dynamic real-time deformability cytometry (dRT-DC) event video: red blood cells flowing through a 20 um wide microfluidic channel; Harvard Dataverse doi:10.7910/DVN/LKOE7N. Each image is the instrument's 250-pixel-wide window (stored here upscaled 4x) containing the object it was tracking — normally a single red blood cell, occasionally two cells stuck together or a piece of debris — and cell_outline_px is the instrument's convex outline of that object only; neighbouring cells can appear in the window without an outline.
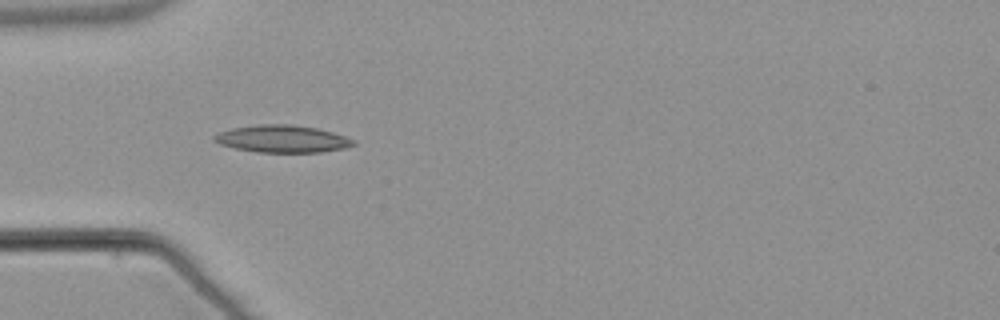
{"species": "common noctule bat (a hibernating species)", "species_latin": "Nyctalus noctula", "temperature_condition": "warm", "stored_images_in_passage": 15, "camera_frame_rate_fps": 3000, "um_per_image_px": 0.085, "animal": {"sex": "male", "body_mass_g": 21.5, "forearm_length_mm": 52.0}, "frame": {"image": 1, "passage_image": 5, "time_ms": 1.333, "image_size_px": [1000, 320], "cell_outline_px": [[356, 144], [344, 148], [320, 152], [256, 152], [236, 148], [220, 144], [212, 140], [212, 136], [220, 132], [232, 128], [256, 124], [292, 124], [316, 128], [332, 132], [356, 140]], "centroid_in_image_um": [23.98, 11.79], "position_along_channel_um": 61.0, "area_um2": 22.14}}
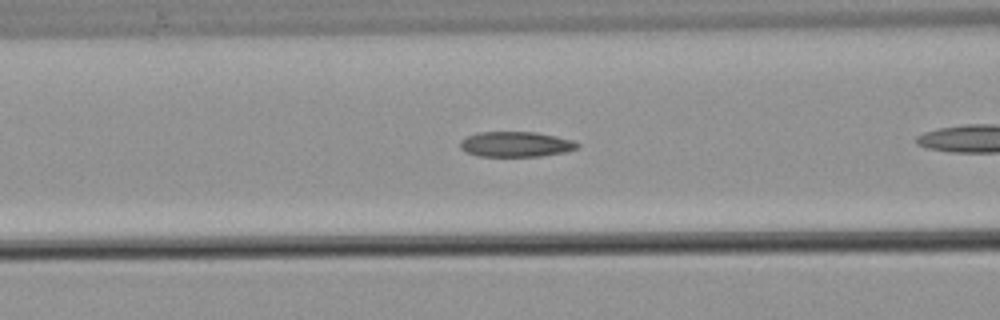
{"frame": {"image": 2, "passage_image": 7, "time_ms": 2.0, "image_size_px": [1000, 320], "cell_outline_px": [[580, 148], [564, 152], [540, 156], [480, 156], [468, 152], [460, 148], [460, 140], [476, 132], [536, 132], [556, 136], [572, 140], [580, 144]], "centroid_in_image_um": [43.86, 12.25], "position_along_channel_um": 122.7, "area_um2": 17.22}}